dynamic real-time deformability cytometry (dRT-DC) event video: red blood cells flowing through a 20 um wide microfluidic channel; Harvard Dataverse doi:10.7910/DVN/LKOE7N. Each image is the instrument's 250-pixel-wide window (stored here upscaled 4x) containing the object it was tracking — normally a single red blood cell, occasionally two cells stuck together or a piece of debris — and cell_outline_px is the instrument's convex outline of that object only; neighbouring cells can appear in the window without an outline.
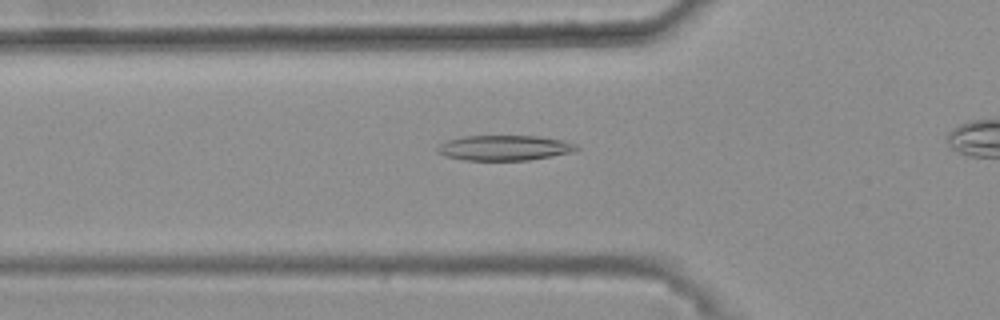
{"species": "common noctule bat (a hibernating species)", "species_latin": "Nyctalus noctula", "temperature_condition": "warm", "stored_images_in_passage": 37, "camera_frame_rate_fps": 3000, "um_per_image_px": 0.085, "animal": {"sex": "female", "body_mass_g": 25.1}, "frame": {"image": 1, "passage_image": 10, "time_ms": 3.0, "image_size_px": [1000, 320], "cell_outline_px": [[580, 148], [572, 152], [552, 156], [528, 160], [464, 160], [444, 156], [436, 152], [436, 148], [440, 144], [448, 140], [464, 136], [536, 136], [564, 140], [576, 144]], "centroid_in_image_um": [42.86, 12.57], "position_along_channel_um": 82.9, "area_um2": 20.46}}
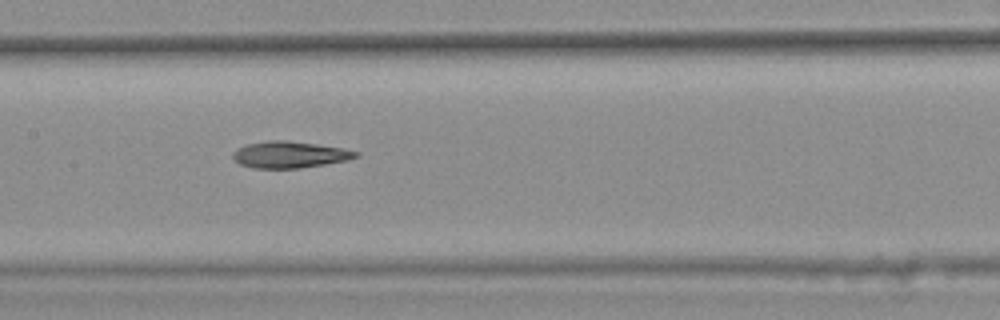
{"frame": {"image": 2, "passage_image": 18, "time_ms": 5.667, "image_size_px": [1000, 320], "cell_outline_px": [[360, 156], [348, 160], [300, 168], [252, 168], [240, 164], [232, 156], [232, 152], [236, 148], [248, 144], [268, 140], [288, 140], [316, 144], [340, 148], [360, 152]], "centroid_in_image_um": [24.61, 13.14], "position_along_channel_um": 182.8, "area_um2": 19.02}}
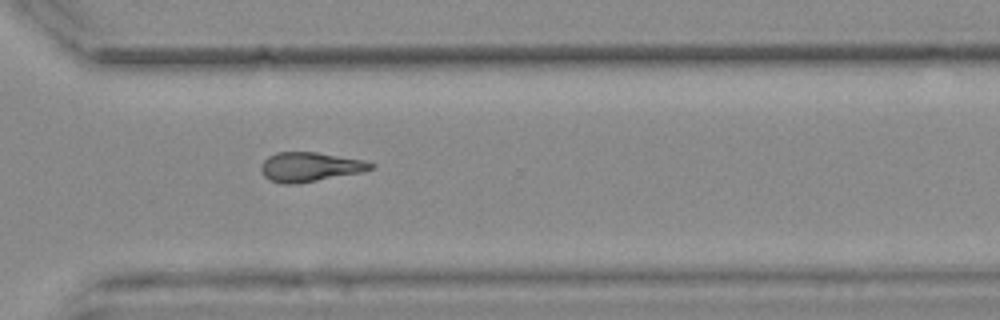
{"frame": {"image": 3, "passage_image": 31, "time_ms": 10.0, "image_size_px": [1000, 320], "cell_outline_px": [[376, 168], [360, 172], [296, 184], [280, 184], [268, 180], [260, 172], [260, 164], [268, 156], [276, 152], [316, 152], [364, 160], [376, 164]], "centroid_in_image_um": [26.3, 14.19], "position_along_channel_um": 344.3, "area_um2": 18.96}, "authors_computed_cell_mechanics": {"area_um2": 19.0162, "velocity_mm_per_s": 3.7249, "shape_relaxation_time_tau1_ms": null, "shape_relaxation_time_tau2_ms": 6.7471, "deformation_change_tau1": null, "deformation_change_tau2": 0.1862}}